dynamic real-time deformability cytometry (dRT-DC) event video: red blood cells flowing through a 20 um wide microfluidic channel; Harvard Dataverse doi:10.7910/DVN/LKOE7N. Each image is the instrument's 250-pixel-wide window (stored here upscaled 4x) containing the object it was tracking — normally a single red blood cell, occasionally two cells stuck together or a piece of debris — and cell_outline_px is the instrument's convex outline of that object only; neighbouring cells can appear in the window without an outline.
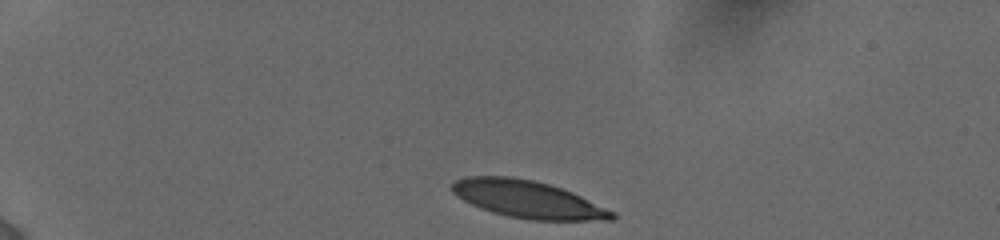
{"species": "human", "species_latin": "Homo sapiens", "temperature_condition": "cold", "stored_images_in_passage": 23, "camera_frame_rate_fps": 3000, "um_per_image_px": 0.085, "donor": {"sex": "female"}, "frame": {"image": 1, "passage_image": 1, "time_ms": 0.0, "image_size_px": [1000, 240], "cell_outline_px": [[616, 220], [532, 220], [508, 216], [492, 212], [480, 208], [464, 200], [452, 192], [452, 184], [456, 180], [464, 176], [508, 176], [532, 180], [548, 184], [572, 192], [616, 212]], "centroid_in_image_um": [44.88, 16.94], "position_along_channel_um": 40.1, "area_um2": 34.62}}
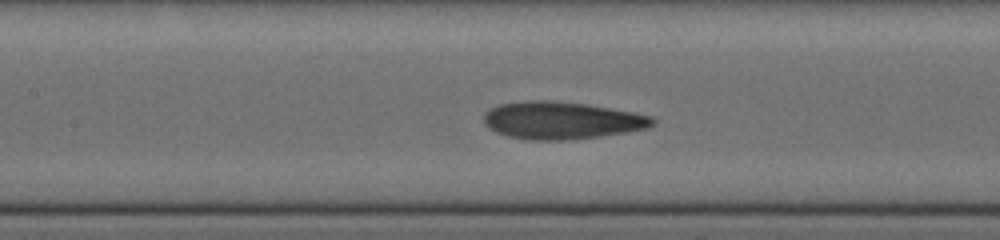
{"frame": {"image": 2, "passage_image": 12, "time_ms": 5.0, "image_size_px": [1000, 240], "cell_outline_px": [[656, 124], [648, 128], [628, 132], [572, 140], [528, 140], [508, 136], [496, 132], [488, 128], [484, 124], [484, 112], [500, 104], [524, 100], [552, 100], [588, 104], [632, 112], [652, 116], [656, 120]], "centroid_in_image_um": [47.75, 10.23], "position_along_channel_um": 159.7, "area_um2": 37.17}}
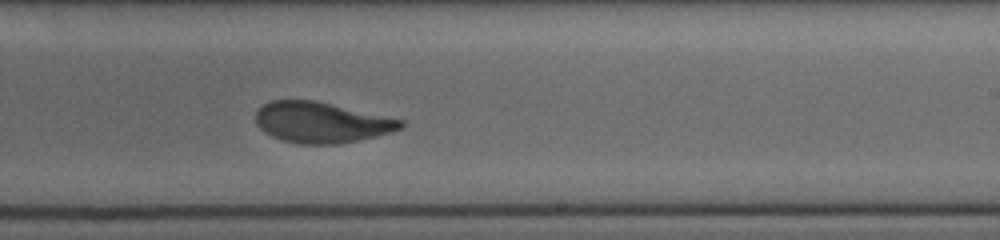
{"frame": {"image": 3, "passage_image": 23, "time_ms": 7.667, "image_size_px": [1000, 240], "cell_outline_px": [[408, 124], [404, 128], [392, 132], [360, 140], [336, 144], [300, 144], [284, 140], [272, 136], [264, 132], [256, 124], [256, 112], [264, 104], [272, 100], [316, 100], [404, 120]], "centroid_in_image_um": [27.37, 10.4], "position_along_channel_um": 261.6, "area_um2": 34.56}}